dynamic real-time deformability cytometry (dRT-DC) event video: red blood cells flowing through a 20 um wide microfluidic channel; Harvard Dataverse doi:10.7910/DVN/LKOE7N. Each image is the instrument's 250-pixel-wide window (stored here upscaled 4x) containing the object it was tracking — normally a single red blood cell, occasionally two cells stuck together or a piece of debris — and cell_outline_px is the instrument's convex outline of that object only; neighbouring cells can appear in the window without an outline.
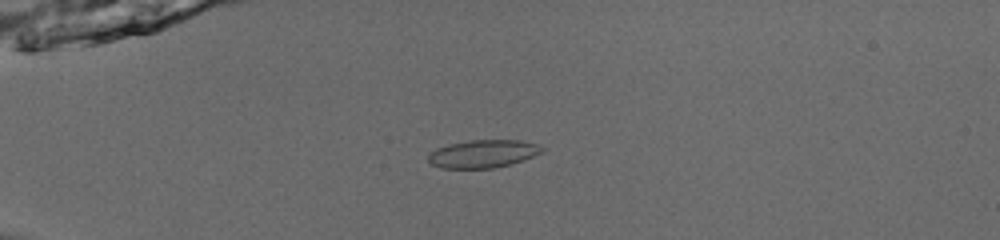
{"species": "common noctule bat (a hibernating species)", "species_latin": "Nyctalus noctula", "temperature_condition": "room temperature", "stored_images_in_passage": 53, "camera_frame_rate_fps": 3000, "um_per_image_px": 0.085, "animal": {"sex": "male", "body_mass_g": 13.0, "forearm_length_mm": 53.1}, "frame": {"image": 1, "passage_image": 16, "time_ms": 5.0, "image_size_px": [1000, 240], "cell_outline_px": [[548, 148], [544, 152], [508, 164], [492, 168], [440, 168], [432, 164], [428, 160], [428, 156], [436, 148], [448, 144], [468, 140], [520, 140], [536, 144]], "centroid_in_image_um": [41.06, 13.06], "position_along_channel_um": 43.9, "area_um2": 18.38}}
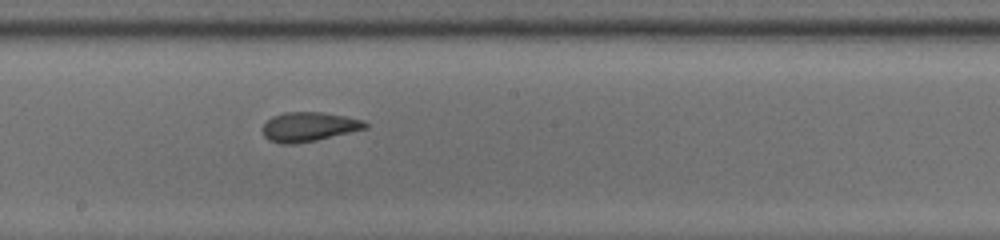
{"frame": {"image": 2, "passage_image": 32, "time_ms": 10.333, "image_size_px": [1000, 240], "cell_outline_px": [[368, 128], [316, 140], [292, 144], [280, 144], [268, 140], [264, 136], [260, 128], [272, 116], [284, 112], [324, 112], [364, 120], [368, 124]], "centroid_in_image_um": [26.22, 10.77], "position_along_channel_um": 222.0, "area_um2": 17.69}}
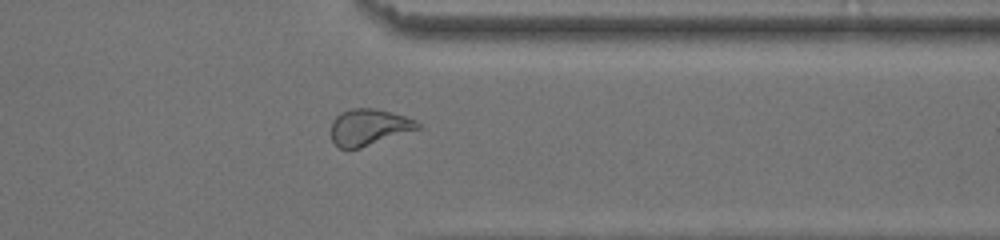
{"frame": {"image": 3, "passage_image": 44, "time_ms": 14.333, "image_size_px": [1000, 240], "cell_outline_px": [[420, 128], [360, 148], [340, 148], [332, 140], [332, 120], [340, 112], [352, 108], [376, 108], [392, 112], [416, 120], [420, 124]], "centroid_in_image_um": [31.35, 10.79], "position_along_channel_um": 380.1, "area_um2": 18.21}, "authors_computed_cell_mechanics": {"area_um2": 18.785, "velocity_mm_per_s": 3.9714, "shape_relaxation_time_tau1_ms": null, "shape_relaxation_time_tau2_ms": 1.7169, "deformation_change_tau1": null, "deformation_change_tau2": 0.0589}}